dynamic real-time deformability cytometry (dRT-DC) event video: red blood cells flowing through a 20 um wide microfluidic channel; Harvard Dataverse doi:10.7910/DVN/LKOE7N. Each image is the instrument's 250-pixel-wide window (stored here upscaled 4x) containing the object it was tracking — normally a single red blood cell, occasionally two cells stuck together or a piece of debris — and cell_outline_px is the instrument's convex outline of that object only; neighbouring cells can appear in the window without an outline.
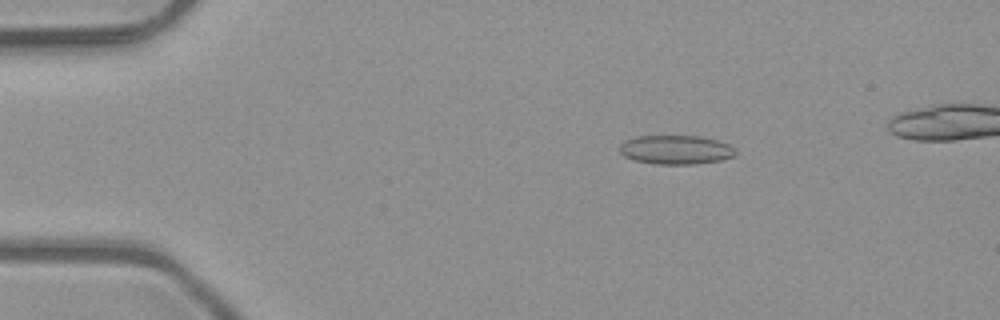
{"species": "common noctule bat (a hibernating species)", "species_latin": "Nyctalus noctula", "temperature_condition": "room temperature", "stored_images_in_passage": 7, "camera_frame_rate_fps": 3000, "um_per_image_px": 0.085, "animal": {"sex": "male", "body_mass_g": 23.1, "forearm_length_mm": 52.7}, "frame": {"image": 1, "passage_image": 3, "time_ms": 0.667, "image_size_px": [1000, 320], "cell_outline_px": [[736, 156], [720, 160], [692, 164], [656, 164], [636, 160], [624, 156], [620, 152], [620, 144], [624, 140], [636, 136], [700, 136], [716, 140], [728, 144], [736, 148]], "centroid_in_image_um": [57.45, 12.72], "position_along_channel_um": 27.5, "area_um2": 19.59}}
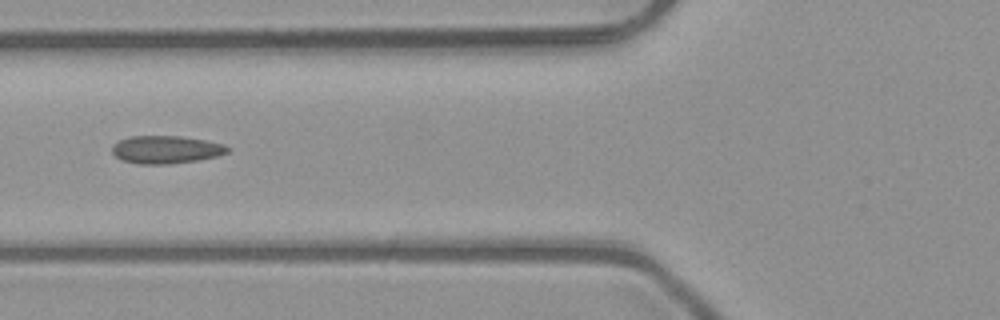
{"frame": {"image": 2, "passage_image": 6, "time_ms": 1.667, "image_size_px": [1000, 320], "cell_outline_px": [[228, 152], [216, 156], [196, 160], [168, 164], [136, 164], [120, 160], [112, 152], [112, 144], [120, 140], [132, 136], [180, 136], [204, 140], [224, 144], [228, 148]], "centroid_in_image_um": [14.06, 12.72], "position_along_channel_um": 111.7, "area_um2": 18.61}}
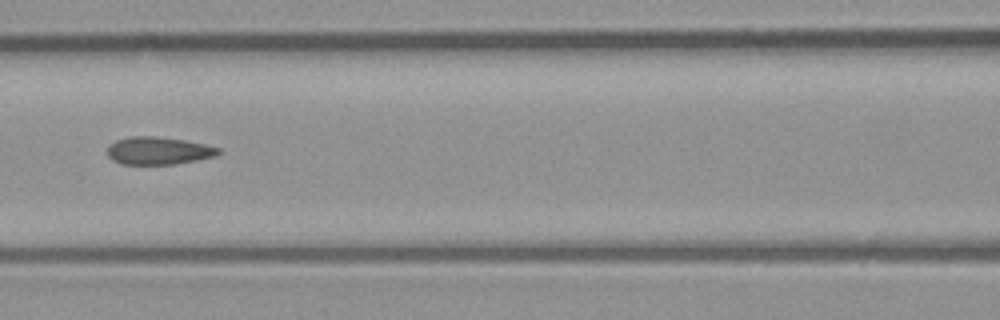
{"frame": {"image": 3, "passage_image": 7, "time_ms": 2.0, "image_size_px": [1000, 320], "cell_outline_px": [[220, 152], [216, 156], [176, 164], [124, 164], [112, 160], [108, 156], [108, 148], [116, 140], [132, 136], [152, 136], [184, 140], [204, 144], [220, 148]], "centroid_in_image_um": [13.48, 12.81], "position_along_channel_um": 153.1, "area_um2": 17.69}}